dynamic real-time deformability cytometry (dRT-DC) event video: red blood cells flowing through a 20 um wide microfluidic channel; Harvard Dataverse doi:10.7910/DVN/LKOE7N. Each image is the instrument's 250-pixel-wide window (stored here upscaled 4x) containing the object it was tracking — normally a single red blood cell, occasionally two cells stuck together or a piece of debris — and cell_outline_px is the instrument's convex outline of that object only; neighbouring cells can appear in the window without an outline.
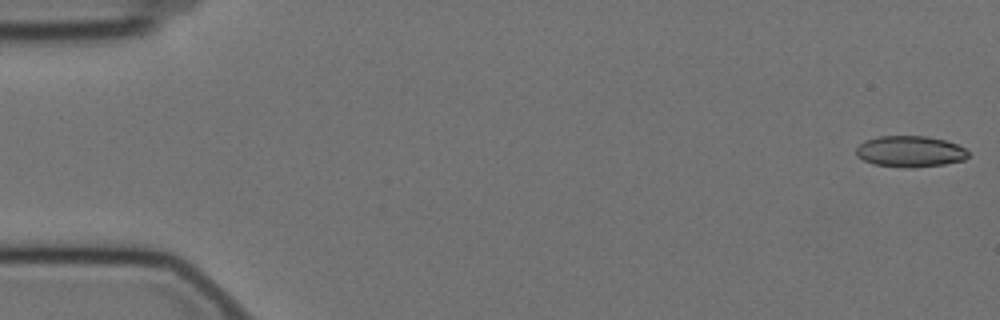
{"species": "Egyptian fruit bat (a non-hibernating species)", "species_latin": "Rousettus aegyptiacus", "temperature_condition": "cold", "stored_images_in_passage": 18, "camera_frame_rate_fps": 3000, "um_per_image_px": 0.085, "animal": {"sex": "female"}, "frame": {"image": 1, "passage_image": 1, "time_ms": 0.0, "image_size_px": [1000, 320], "cell_outline_px": [[968, 156], [964, 160], [944, 164], [872, 164], [856, 156], [856, 148], [864, 140], [880, 136], [928, 136], [944, 140], [956, 144], [964, 148], [968, 152]], "centroid_in_image_um": [77.34, 12.81], "position_along_channel_um": 7.7, "area_um2": 19.31}}